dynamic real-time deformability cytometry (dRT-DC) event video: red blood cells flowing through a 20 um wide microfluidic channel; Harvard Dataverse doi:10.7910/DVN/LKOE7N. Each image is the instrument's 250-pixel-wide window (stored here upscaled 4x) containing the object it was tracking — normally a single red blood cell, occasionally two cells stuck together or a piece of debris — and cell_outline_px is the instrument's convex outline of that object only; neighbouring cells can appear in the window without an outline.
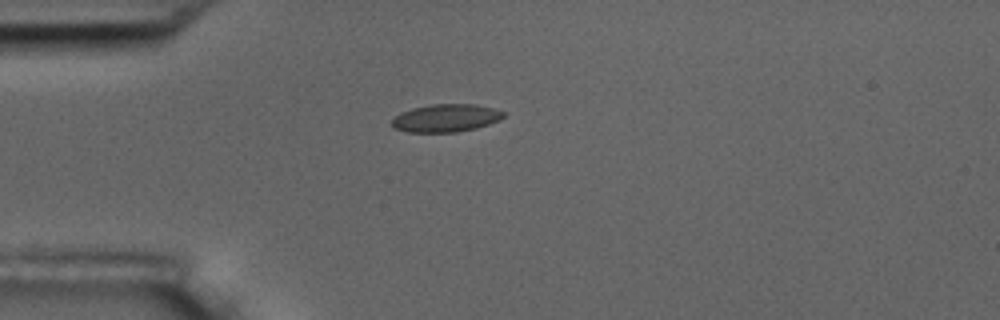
{"species": "common noctule bat (a hibernating species)", "species_latin": "Nyctalus noctula", "temperature_condition": "room temperature", "stored_images_in_passage": 13, "camera_frame_rate_fps": 3000, "um_per_image_px": 0.085, "animal": {"sex": "male", "body_mass_g": 17.5, "forearm_length_mm": 52.3}, "frame": {"image": 1, "passage_image": 4, "time_ms": 4.333, "image_size_px": [1000, 320], "cell_outline_px": [[504, 116], [500, 120], [476, 128], [456, 132], [408, 132], [392, 128], [392, 116], [400, 112], [412, 108], [432, 104], [476, 104], [492, 108], [504, 112]], "centroid_in_image_um": [37.85, 10.03], "position_along_channel_um": 47.1, "area_um2": 18.21}}
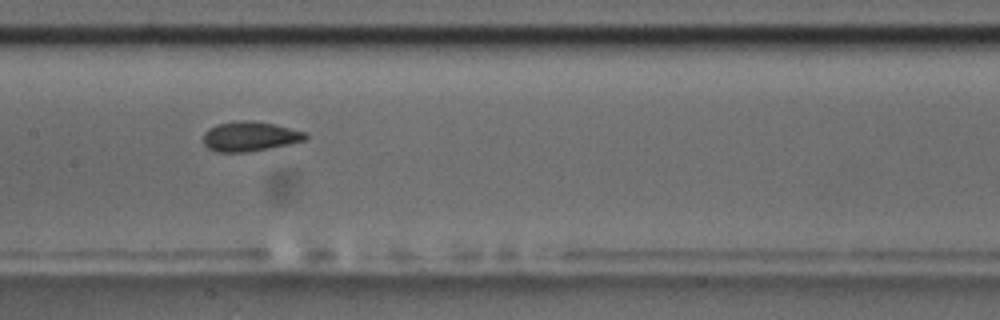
{"frame": {"image": 2, "passage_image": 8, "time_ms": 8.667, "image_size_px": [1000, 320], "cell_outline_px": [[308, 136], [304, 140], [288, 144], [248, 152], [216, 152], [208, 148], [204, 144], [204, 132], [208, 128], [216, 124], [240, 120], [252, 120], [272, 124], [308, 132]], "centroid_in_image_um": [21.21, 11.59], "position_along_channel_um": 186.2, "area_um2": 17.69}}
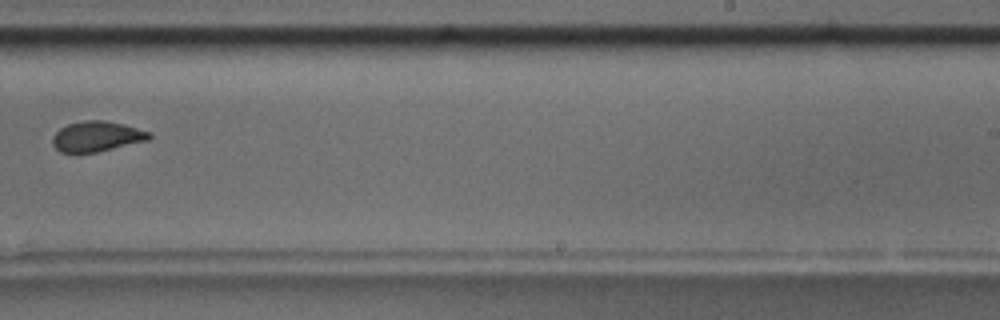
{"frame": {"image": 3, "passage_image": 10, "time_ms": 11.333, "image_size_px": [1000, 320], "cell_outline_px": [[152, 136], [148, 140], [96, 152], [60, 152], [52, 144], [52, 136], [60, 128], [68, 124], [84, 120], [104, 120], [124, 124], [152, 132]], "centroid_in_image_um": [8.23, 11.58], "position_along_channel_um": 280.8, "area_um2": 17.05}, "authors_computed_cell_mechanics": {"area_um2": 17.1666, "velocity_mm_per_s": 3.5552, "shape_relaxation_time_tau1_ms": 2.9067, "shape_relaxation_time_tau2_ms": 0.8465, "deformation_change_tau1": 0.0876, "deformation_change_tau2": 0.0419}}